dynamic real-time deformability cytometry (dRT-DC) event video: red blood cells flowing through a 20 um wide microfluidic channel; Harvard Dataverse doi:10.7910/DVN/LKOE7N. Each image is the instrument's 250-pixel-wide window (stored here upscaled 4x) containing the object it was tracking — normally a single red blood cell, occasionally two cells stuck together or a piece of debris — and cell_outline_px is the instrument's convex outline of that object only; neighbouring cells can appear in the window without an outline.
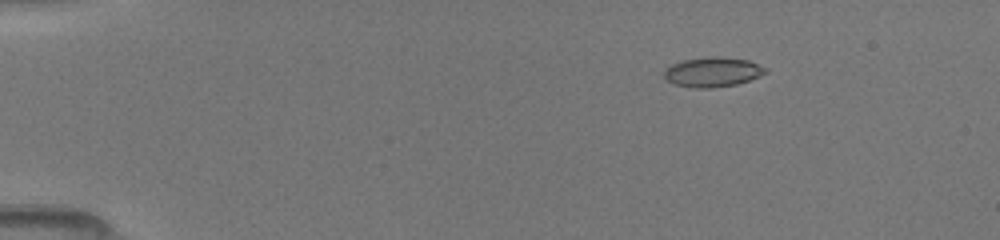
{"species": "common noctule bat (a hibernating species)", "species_latin": "Nyctalus noctula", "temperature_condition": "room temperature", "stored_images_in_passage": 10, "camera_frame_rate_fps": 3000, "um_per_image_px": 0.085, "animal": {"sex": "female", "body_mass_g": 19.5, "forearm_length_mm": 54.1}, "frame": {"image": 1, "passage_image": 3, "time_ms": 2.333, "image_size_px": [1000, 240], "cell_outline_px": [[768, 72], [760, 76], [736, 84], [712, 88], [692, 88], [672, 84], [664, 76], [664, 72], [672, 64], [684, 60], [748, 60], [768, 68]], "centroid_in_image_um": [60.58, 6.2], "position_along_channel_um": 24.4, "area_um2": 16.53}}
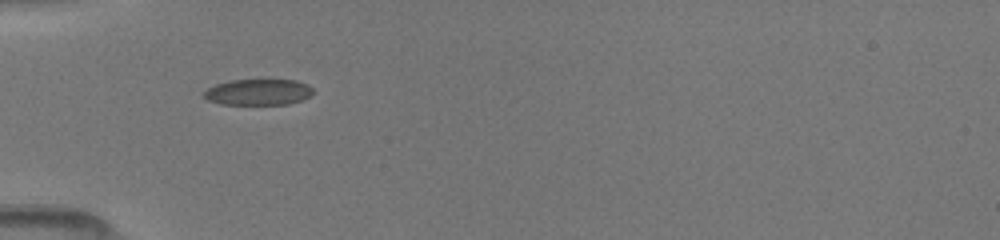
{"frame": {"image": 2, "passage_image": 8, "time_ms": 5.333, "image_size_px": [1000, 240], "cell_outline_px": [[312, 92], [308, 96], [300, 100], [288, 104], [220, 104], [208, 100], [204, 96], [204, 92], [208, 88], [216, 84], [232, 80], [296, 80], [308, 84], [312, 88]], "centroid_in_image_um": [21.94, 7.82], "position_along_channel_um": 63.1, "area_um2": 16.36}}
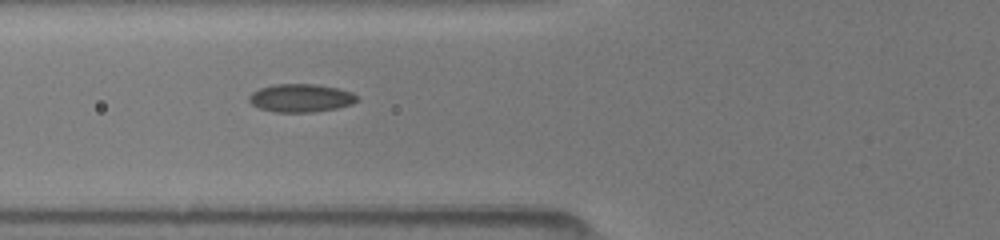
{"frame": {"image": 3, "passage_image": 10, "time_ms": 6.333, "image_size_px": [1000, 240], "cell_outline_px": [[360, 100], [352, 104], [336, 108], [312, 112], [276, 112], [260, 108], [252, 104], [248, 100], [248, 96], [252, 92], [260, 88], [276, 84], [316, 84], [336, 88], [352, 92], [360, 96]], "centroid_in_image_um": [25.6, 8.33], "position_along_channel_um": 100.2, "area_um2": 17.74}}